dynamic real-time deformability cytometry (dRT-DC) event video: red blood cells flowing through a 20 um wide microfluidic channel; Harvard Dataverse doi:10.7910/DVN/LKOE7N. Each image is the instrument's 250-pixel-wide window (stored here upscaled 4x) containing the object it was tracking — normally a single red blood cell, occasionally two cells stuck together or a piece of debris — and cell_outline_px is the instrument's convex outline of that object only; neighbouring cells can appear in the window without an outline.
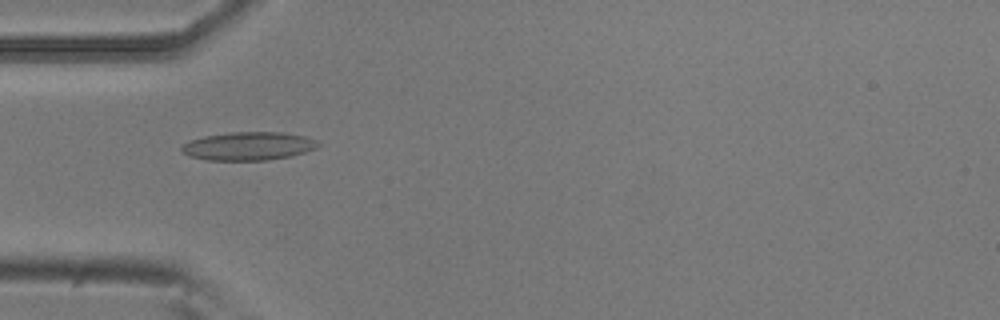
{"species": "common noctule bat (a hibernating species)", "species_latin": "Nyctalus noctula", "temperature_condition": "room temperature", "stored_images_in_passage": 53, "camera_frame_rate_fps": 3000, "um_per_image_px": 0.085, "animal": {"sex": "male", "body_mass_g": 20.5, "forearm_length_mm": 52.5}, "frame": {"image": 1, "passage_image": 16, "time_ms": 5.0, "image_size_px": [1000, 320], "cell_outline_px": [[320, 144], [316, 148], [292, 156], [268, 160], [208, 160], [188, 156], [180, 152], [180, 144], [188, 140], [204, 136], [232, 132], [284, 132], [304, 136], [316, 140]], "centroid_in_image_um": [21.06, 12.42], "position_along_channel_um": 63.9, "area_um2": 22.77}}
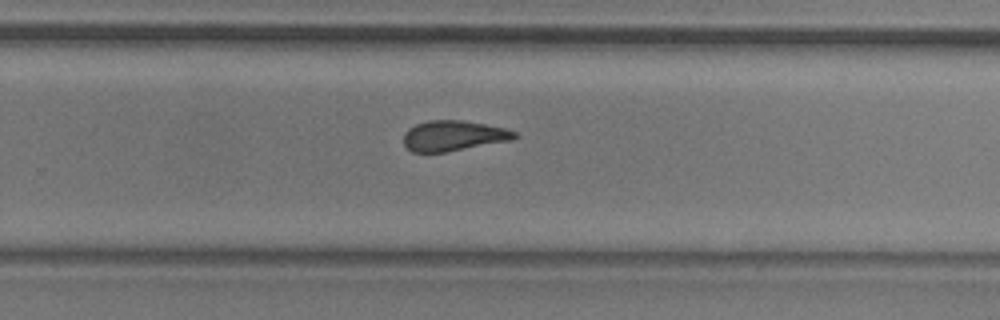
{"frame": {"image": 2, "passage_image": 34, "time_ms": 11.0, "image_size_px": [1000, 320], "cell_outline_px": [[520, 136], [512, 140], [444, 152], [412, 152], [404, 144], [404, 132], [408, 128], [416, 124], [428, 120], [464, 120], [504, 128], [516, 132]], "centroid_in_image_um": [38.54, 11.53], "position_along_channel_um": 291.3, "area_um2": 19.59}}
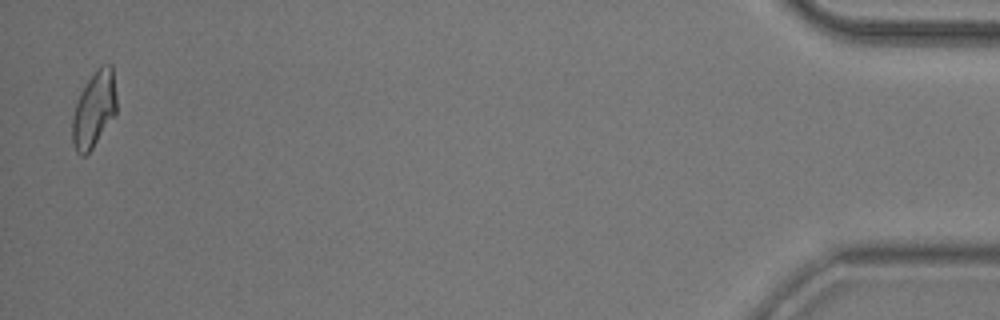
{"frame": {"image": 3, "passage_image": 52, "time_ms": 17.0, "image_size_px": [1000, 320], "cell_outline_px": [[116, 112], [92, 148], [84, 156], [80, 156], [76, 152], [72, 144], [72, 116], [80, 92], [96, 68], [100, 64], [112, 64], [116, 96]], "centroid_in_image_um": [7.98, 9.28], "position_along_channel_um": 427.2, "area_um2": 19.54}, "authors_computed_cell_mechanics": {"area_um2": 20.1722, "velocity_mm_per_s": 3.787, "shape_relaxation_time_tau1_ms": 6.5031, "shape_relaxation_time_tau2_ms": 2.2406, "deformation_change_tau1": 0.1845, "deformation_change_tau2": 0.1115}}